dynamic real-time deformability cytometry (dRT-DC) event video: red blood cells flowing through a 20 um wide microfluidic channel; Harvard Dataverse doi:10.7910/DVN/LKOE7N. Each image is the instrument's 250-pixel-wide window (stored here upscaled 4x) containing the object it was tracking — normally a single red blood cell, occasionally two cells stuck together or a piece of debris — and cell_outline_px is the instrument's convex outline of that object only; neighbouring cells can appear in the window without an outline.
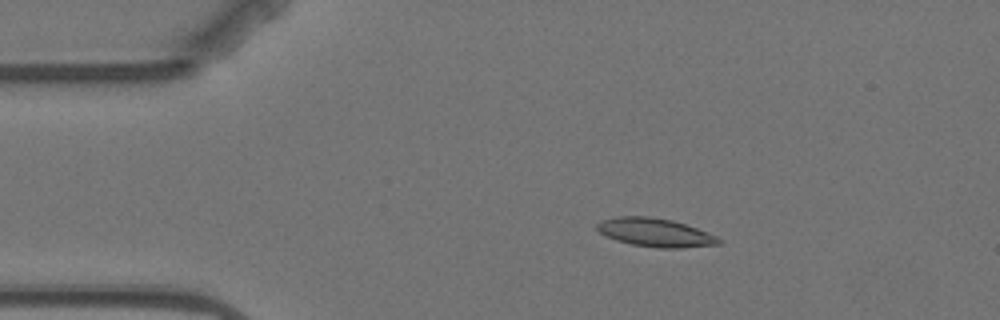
{"species": "Egyptian fruit bat (a non-hibernating species)", "species_latin": "Rousettus aegyptiacus", "temperature_condition": "warm", "stored_images_in_passage": 6, "camera_frame_rate_fps": 3000, "um_per_image_px": 0.085, "animal": {"sex": "female"}, "frame": {"image": 1, "passage_image": 2, "time_ms": 1.333, "image_size_px": [1000, 320], "cell_outline_px": [[724, 240], [720, 244], [680, 248], [656, 248], [632, 244], [616, 240], [600, 232], [596, 228], [596, 224], [600, 220], [616, 216], [648, 216], [672, 220], [708, 232]], "centroid_in_image_um": [55.7, 19.76], "position_along_channel_um": 29.3, "area_um2": 20.23}}
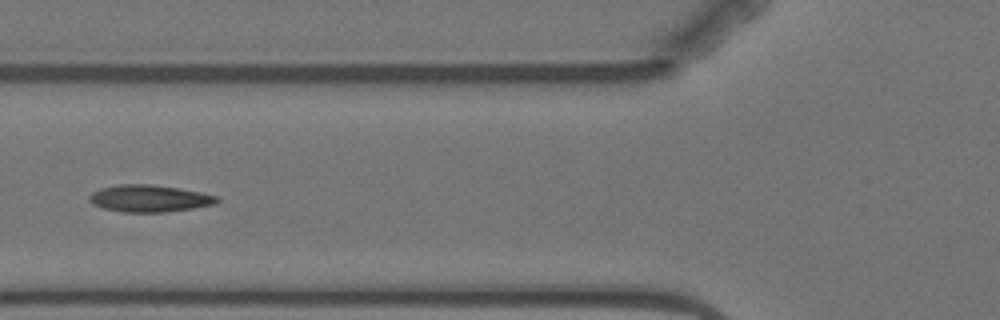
{"frame": {"image": 2, "passage_image": 5, "time_ms": 5.0, "image_size_px": [1000, 320], "cell_outline_px": [[220, 200], [216, 204], [192, 208], [164, 212], [124, 212], [104, 208], [92, 204], [88, 200], [88, 196], [92, 192], [100, 188], [116, 184], [152, 184], [200, 192], [220, 196]], "centroid_in_image_um": [12.68, 16.86], "position_along_channel_um": 113.1, "area_um2": 20.17}}
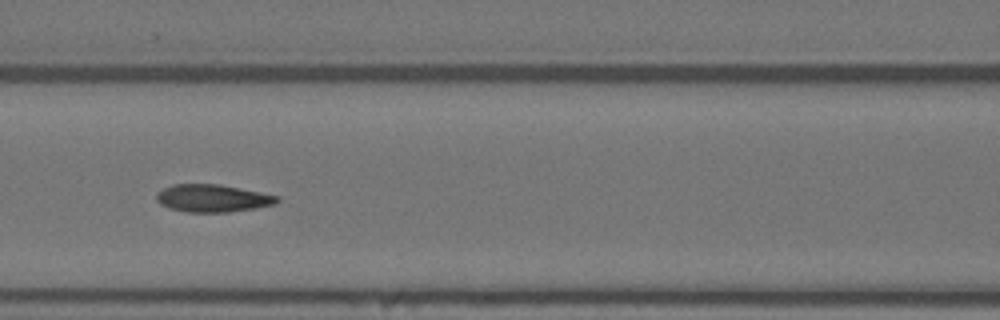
{"frame": {"image": 3, "passage_image": 6, "time_ms": 6.0, "image_size_px": [1000, 320], "cell_outline_px": [[280, 200], [276, 204], [256, 208], [228, 212], [188, 212], [168, 208], [160, 204], [156, 200], [156, 192], [172, 184], [220, 184], [280, 196]], "centroid_in_image_um": [18.07, 16.85], "position_along_channel_um": 148.5, "area_um2": 19.54}}